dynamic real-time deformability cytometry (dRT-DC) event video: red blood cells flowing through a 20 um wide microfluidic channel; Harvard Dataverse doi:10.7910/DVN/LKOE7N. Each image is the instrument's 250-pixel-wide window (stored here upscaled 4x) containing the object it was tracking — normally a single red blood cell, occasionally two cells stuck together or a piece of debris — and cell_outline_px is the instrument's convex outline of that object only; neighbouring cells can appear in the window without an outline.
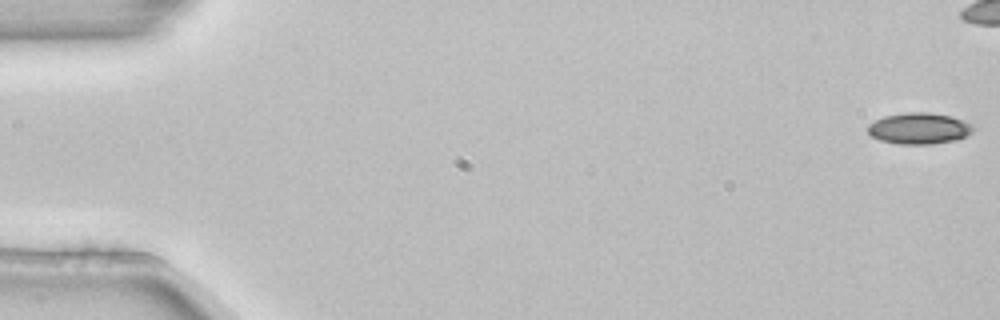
{"species": "common noctule bat (a hibernating species)", "species_latin": "Nyctalus noctula", "temperature_condition": "room temperature", "stored_images_in_passage": 5, "camera_frame_rate_fps": 3000, "um_per_image_px": 0.085, "animal": {"sex": "female", "body_mass_g": 22.7, "forearm_length_mm": 54.2}, "frame": {"image": 1, "passage_image": 1, "time_ms": 0.0, "image_size_px": [1000, 320], "cell_outline_px": [[972, 132], [956, 140], [932, 144], [896, 144], [880, 140], [872, 136], [868, 132], [868, 124], [884, 116], [908, 112], [928, 112], [952, 116], [964, 120], [972, 124]], "centroid_in_image_um": [78.12, 10.91], "position_along_channel_um": 6.9, "area_um2": 19.19}}
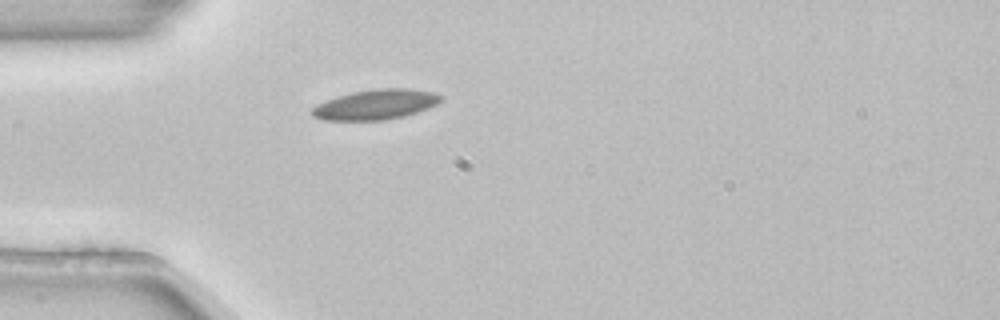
{"frame": {"image": 2, "passage_image": 5, "time_ms": 1.333, "image_size_px": [1000, 320], "cell_outline_px": [[444, 100], [428, 108], [404, 116], [384, 120], [324, 120], [312, 116], [308, 112], [316, 104], [352, 92], [376, 88], [408, 88], [432, 92], [444, 96]], "centroid_in_image_um": [31.94, 8.88], "position_along_channel_um": 53.1, "area_um2": 22.6}}